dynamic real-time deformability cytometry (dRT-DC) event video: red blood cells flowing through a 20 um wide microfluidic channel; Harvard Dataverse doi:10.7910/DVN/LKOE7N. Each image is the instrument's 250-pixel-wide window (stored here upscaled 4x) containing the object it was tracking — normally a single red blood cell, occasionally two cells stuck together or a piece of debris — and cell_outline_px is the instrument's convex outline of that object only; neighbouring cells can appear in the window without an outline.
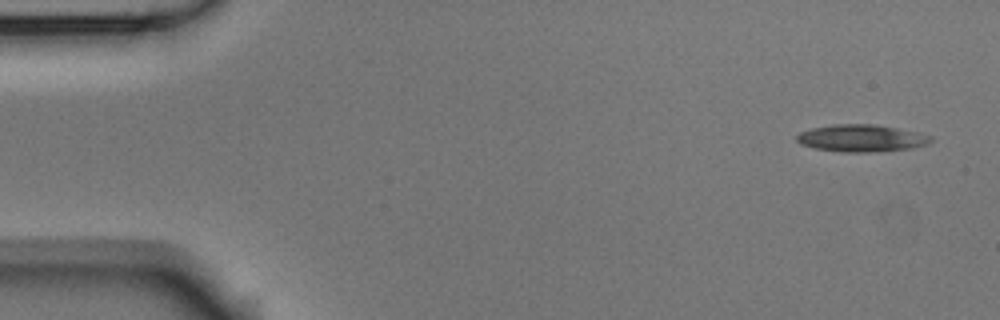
{"species": "Egyptian fruit bat (a non-hibernating species)", "species_latin": "Rousettus aegyptiacus", "temperature_condition": "room temperature", "stored_images_in_passage": 5, "camera_frame_rate_fps": 3000, "um_per_image_px": 0.085, "animal": {"sex": "male"}, "frame": {"image": 1, "passage_image": 1, "time_ms": 0.0, "image_size_px": [1000, 320], "cell_outline_px": [[932, 140], [928, 144], [912, 148], [872, 152], [840, 152], [816, 148], [800, 144], [796, 140], [796, 136], [800, 132], [812, 128], [832, 124], [872, 124], [896, 128], [916, 132], [932, 136]], "centroid_in_image_um": [73.2, 11.75], "position_along_channel_um": 11.8, "area_um2": 21.15}}